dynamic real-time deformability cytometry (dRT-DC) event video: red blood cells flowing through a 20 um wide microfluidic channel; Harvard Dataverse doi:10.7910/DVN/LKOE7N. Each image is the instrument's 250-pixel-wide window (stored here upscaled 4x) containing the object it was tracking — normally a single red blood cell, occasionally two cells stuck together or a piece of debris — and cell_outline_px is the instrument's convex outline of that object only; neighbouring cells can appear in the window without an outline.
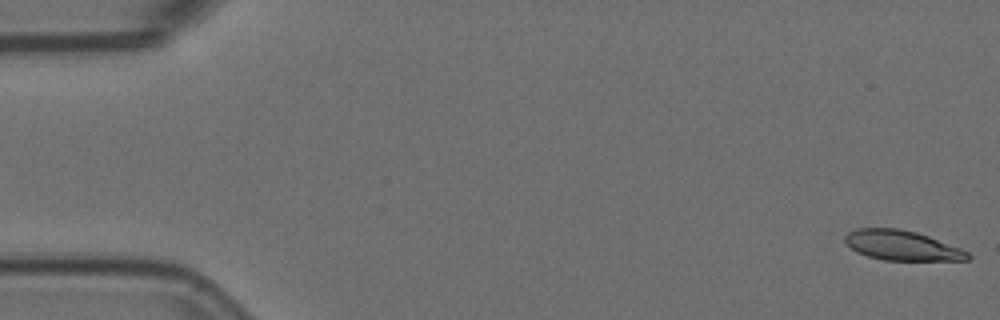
{"species": "Egyptian fruit bat (a non-hibernating species)", "species_latin": "Rousettus aegyptiacus", "temperature_condition": "room temperature", "stored_images_in_passage": 10, "camera_frame_rate_fps": 3000, "um_per_image_px": 0.085, "animal": {"sex": "female"}, "frame": {"image": 1, "passage_image": 1, "time_ms": 0.0, "image_size_px": [1000, 320], "cell_outline_px": [[972, 256], [968, 260], [884, 260], [868, 256], [856, 252], [844, 240], [844, 236], [848, 232], [856, 228], [896, 228], [916, 232], [928, 236], [960, 248], [968, 252]], "centroid_in_image_um": [76.65, 20.86], "position_along_channel_um": 8.4, "area_um2": 21.21}}
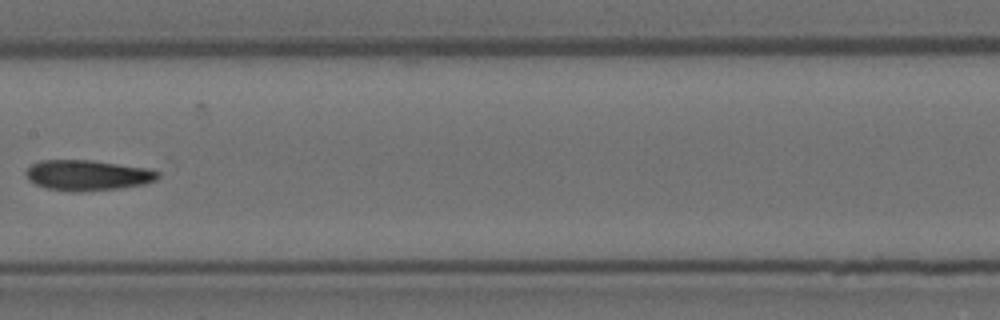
{"frame": {"image": 2, "passage_image": 9, "time_ms": 2.667, "image_size_px": [1000, 320], "cell_outline_px": [[160, 176], [156, 180], [144, 184], [120, 188], [80, 192], [72, 192], [48, 188], [36, 184], [28, 180], [24, 172], [32, 164], [40, 160], [92, 160], [148, 168], [160, 172]], "centroid_in_image_um": [7.45, 14.89], "position_along_channel_um": 199.9, "area_um2": 23.58}}
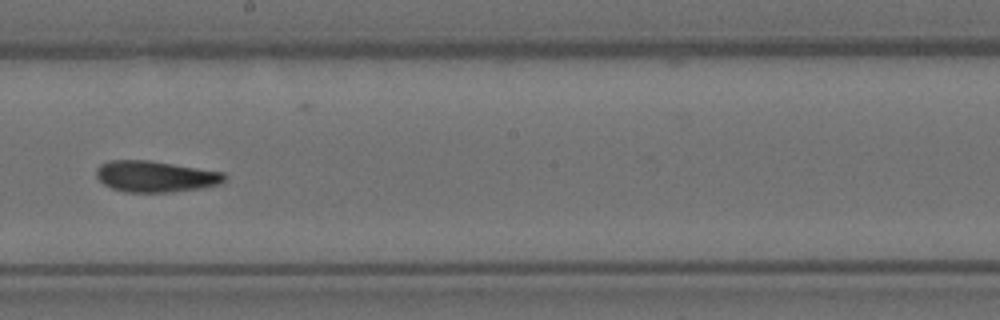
{"frame": {"image": 3, "passage_image": 10, "time_ms": 3.0, "image_size_px": [1000, 320], "cell_outline_px": [[228, 176], [224, 184], [200, 188], [172, 192], [124, 192], [112, 188], [104, 184], [96, 176], [96, 168], [100, 164], [108, 160], [148, 160], [224, 172]], "centroid_in_image_um": [13.24, 15.0], "position_along_channel_um": 235.0, "area_um2": 23.52}}